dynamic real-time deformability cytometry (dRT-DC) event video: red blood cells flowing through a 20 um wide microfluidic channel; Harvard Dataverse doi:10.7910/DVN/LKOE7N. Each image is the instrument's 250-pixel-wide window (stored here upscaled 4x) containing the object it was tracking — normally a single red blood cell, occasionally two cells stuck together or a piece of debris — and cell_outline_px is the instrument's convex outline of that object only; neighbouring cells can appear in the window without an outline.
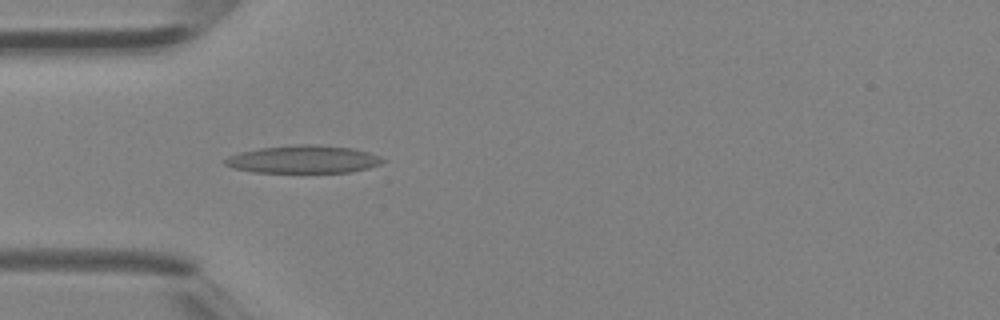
{"species": "Egyptian fruit bat (a non-hibernating species)", "species_latin": "Rousettus aegyptiacus", "temperature_condition": "room temperature", "stored_images_in_passage": 40, "camera_frame_rate_fps": 3000, "um_per_image_px": 0.085, "animal": {"sex": "female"}, "frame": {"image": 1, "passage_image": 12, "time_ms": 3.667, "image_size_px": [1000, 320], "cell_outline_px": [[384, 160], [380, 164], [368, 168], [352, 172], [252, 172], [232, 168], [224, 164], [224, 160], [228, 156], [240, 152], [260, 148], [300, 144], [312, 144], [352, 148], [368, 152], [380, 156]], "centroid_in_image_um": [25.77, 13.54], "position_along_channel_um": 59.2, "area_um2": 25.43}}
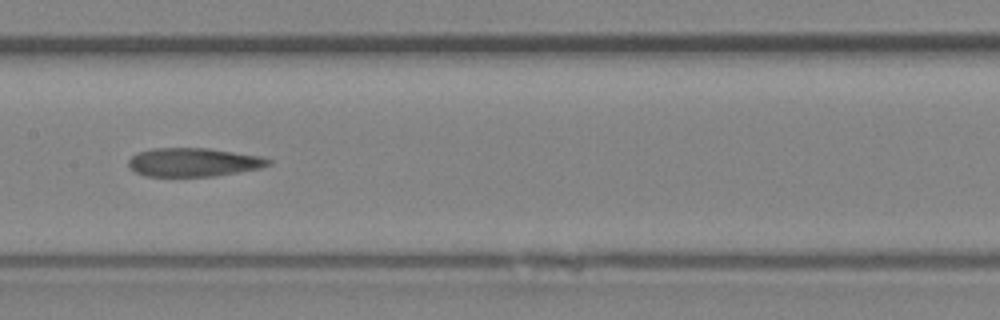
{"frame": {"image": 2, "passage_image": 20, "time_ms": 6.333, "image_size_px": [1000, 320], "cell_outline_px": [[272, 164], [260, 168], [216, 176], [144, 176], [128, 168], [128, 160], [136, 152], [152, 148], [208, 148], [264, 156], [272, 160]], "centroid_in_image_um": [16.45, 13.78], "position_along_channel_um": 190.9, "area_um2": 23.64}}
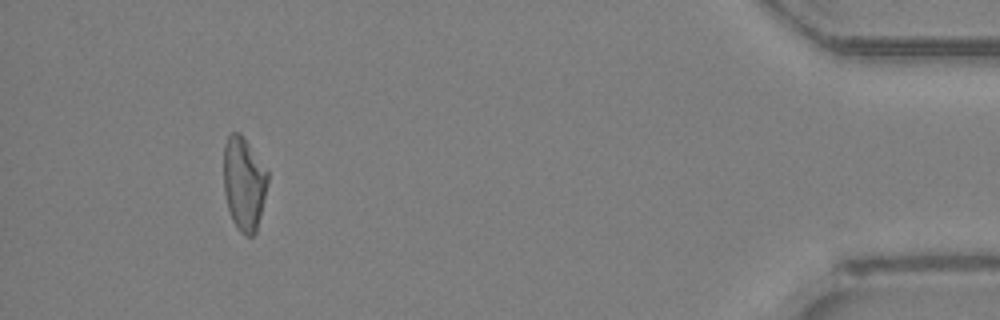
{"frame": {"image": 3, "passage_image": 37, "time_ms": 12.0, "image_size_px": [1000, 320], "cell_outline_px": [[268, 180], [260, 216], [256, 232], [252, 236], [244, 236], [240, 232], [232, 220], [228, 208], [224, 192], [224, 144], [228, 136], [232, 132], [240, 132], [268, 168]], "centroid_in_image_um": [20.74, 15.57], "position_along_channel_um": 414.5, "area_um2": 24.22}}